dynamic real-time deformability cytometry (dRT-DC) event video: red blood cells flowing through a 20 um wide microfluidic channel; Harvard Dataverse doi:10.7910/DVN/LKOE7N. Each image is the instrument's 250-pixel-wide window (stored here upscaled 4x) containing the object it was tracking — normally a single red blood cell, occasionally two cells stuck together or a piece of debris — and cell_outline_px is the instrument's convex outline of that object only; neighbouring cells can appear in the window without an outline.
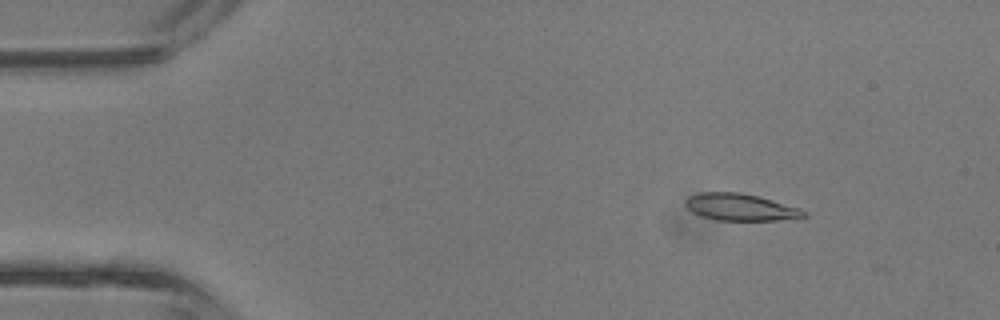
{"species": "common noctule bat (a hibernating species)", "species_latin": "Nyctalus noctula", "temperature_condition": "room temperature", "stored_images_in_passage": 42, "camera_frame_rate_fps": 3000, "um_per_image_px": 0.085, "animal": {"sex": "male", "body_mass_g": 13.3}, "frame": {"image": 1, "passage_image": 6, "time_ms": 1.667, "image_size_px": [1000, 320], "cell_outline_px": [[808, 216], [796, 220], [716, 220], [700, 216], [692, 212], [684, 204], [684, 200], [688, 196], [700, 192], [740, 192], [756, 196], [800, 208], [808, 212]], "centroid_in_image_um": [62.96, 17.62], "position_along_channel_um": 22.0, "area_um2": 18.84}}
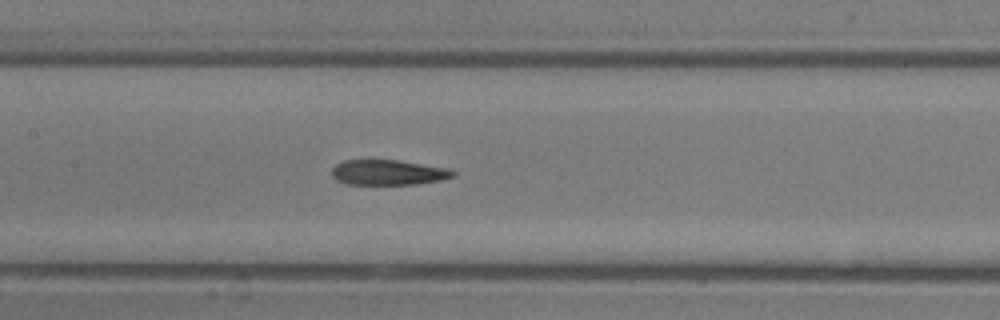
{"frame": {"image": 2, "passage_image": 20, "time_ms": 6.333, "image_size_px": [1000, 320], "cell_outline_px": [[456, 176], [440, 180], [416, 184], [348, 184], [336, 180], [332, 176], [332, 168], [336, 164], [344, 160], [396, 160], [448, 168], [456, 172]], "centroid_in_image_um": [32.99, 14.66], "position_along_channel_um": 174.4, "area_um2": 17.74}}
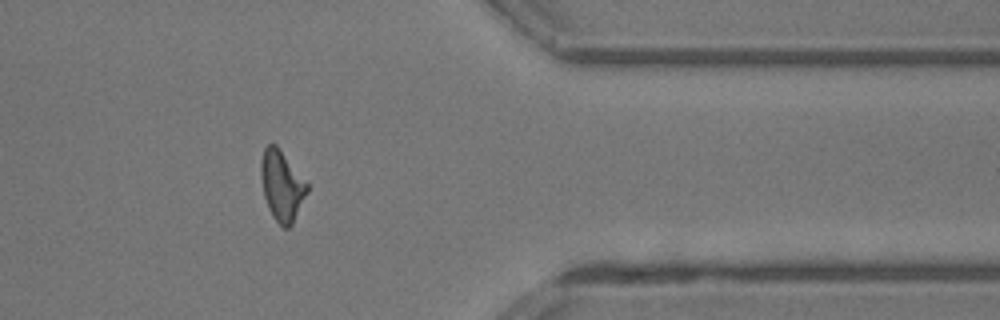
{"frame": {"image": 3, "passage_image": 34, "time_ms": 11.0, "image_size_px": [1000, 320], "cell_outline_px": [[308, 192], [292, 224], [288, 228], [284, 228], [272, 216], [268, 208], [264, 196], [260, 176], [260, 160], [264, 148], [268, 144], [276, 144], [280, 148], [308, 184]], "centroid_in_image_um": [23.94, 15.76], "position_along_channel_um": 387.5, "area_um2": 18.96}, "authors_computed_cell_mechanics": {"area_um2": 18.785, "velocity_mm_per_s": 4.9725, "shape_relaxation_time_tau1_ms": 7.1948, "shape_relaxation_time_tau2_ms": 3.1225, "deformation_change_tau1": 0.2611, "deformation_change_tau2": 0.1323}}